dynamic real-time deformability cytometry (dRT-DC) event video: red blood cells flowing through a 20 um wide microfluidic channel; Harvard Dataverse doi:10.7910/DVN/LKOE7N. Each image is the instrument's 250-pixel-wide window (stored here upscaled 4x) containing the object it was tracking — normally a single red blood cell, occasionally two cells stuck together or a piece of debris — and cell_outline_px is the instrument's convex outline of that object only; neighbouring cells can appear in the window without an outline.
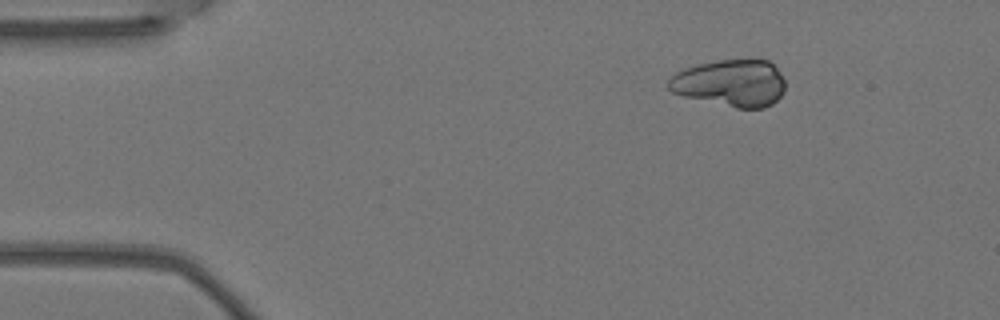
{"species": "Egyptian fruit bat (a non-hibernating species)", "species_latin": "Rousettus aegyptiacus", "temperature_condition": "warm", "stored_images_in_passage": 6, "segment_of_instrument_passage": [2, 2], "camera_frame_rate_fps": 3000, "um_per_image_px": 0.085, "animal": {"sex": "female"}, "frame": {"image": 1, "passage_image": 6, "time_ms": 1.667, "image_size_px": [1000, 320], "cell_outline_px": [[784, 92], [772, 104], [764, 108], [736, 108], [684, 96], [672, 92], [668, 88], [668, 80], [676, 72], [684, 68], [716, 60], [768, 60], [780, 72], [784, 80]], "centroid_in_image_um": [62.1, 7.06], "position_along_channel_um": 22.9, "area_um2": 31.85}}